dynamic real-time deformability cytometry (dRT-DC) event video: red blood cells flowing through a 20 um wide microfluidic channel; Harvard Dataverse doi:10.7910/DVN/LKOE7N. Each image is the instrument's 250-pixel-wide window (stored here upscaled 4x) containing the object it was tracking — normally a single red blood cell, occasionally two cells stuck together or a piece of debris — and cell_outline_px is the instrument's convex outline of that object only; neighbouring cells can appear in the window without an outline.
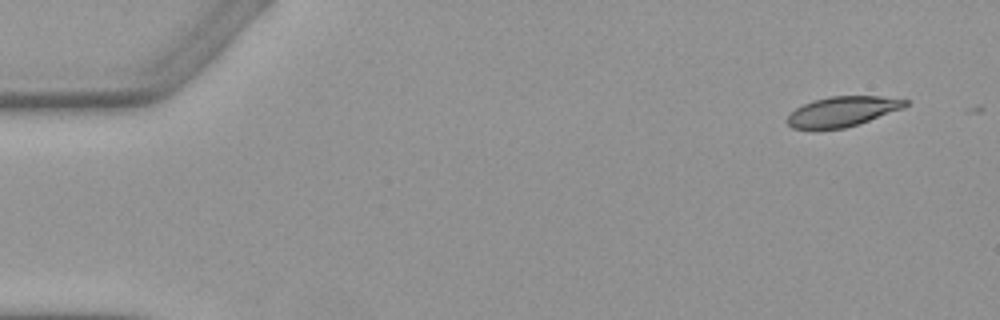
{"species": "Egyptian fruit bat (a non-hibernating species)", "species_latin": "Rousettus aegyptiacus", "temperature_condition": "warm", "stored_images_in_passage": 4, "camera_frame_rate_fps": 3000, "um_per_image_px": 0.085, "animal": {"sex": "female"}, "frame": {"image": 1, "passage_image": 1, "time_ms": 0.0, "image_size_px": [1000, 320], "cell_outline_px": [[908, 104], [904, 108], [860, 124], [844, 128], [792, 128], [784, 120], [796, 108], [812, 100], [828, 96], [880, 96], [908, 100]], "centroid_in_image_um": [71.63, 9.46], "position_along_channel_um": 13.4, "area_um2": 20.63}}
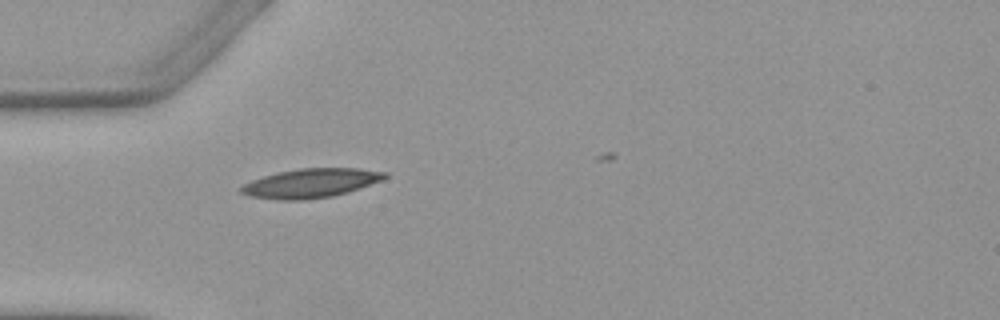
{"frame": {"image": 2, "passage_image": 4, "time_ms": 4.333, "image_size_px": [1000, 320], "cell_outline_px": [[388, 176], [384, 180], [348, 192], [332, 196], [304, 200], [276, 200], [248, 196], [240, 192], [240, 188], [244, 184], [252, 180], [276, 172], [300, 168], [360, 168], [388, 172]], "centroid_in_image_um": [26.44, 15.57], "position_along_channel_um": 58.6, "area_um2": 24.62}}